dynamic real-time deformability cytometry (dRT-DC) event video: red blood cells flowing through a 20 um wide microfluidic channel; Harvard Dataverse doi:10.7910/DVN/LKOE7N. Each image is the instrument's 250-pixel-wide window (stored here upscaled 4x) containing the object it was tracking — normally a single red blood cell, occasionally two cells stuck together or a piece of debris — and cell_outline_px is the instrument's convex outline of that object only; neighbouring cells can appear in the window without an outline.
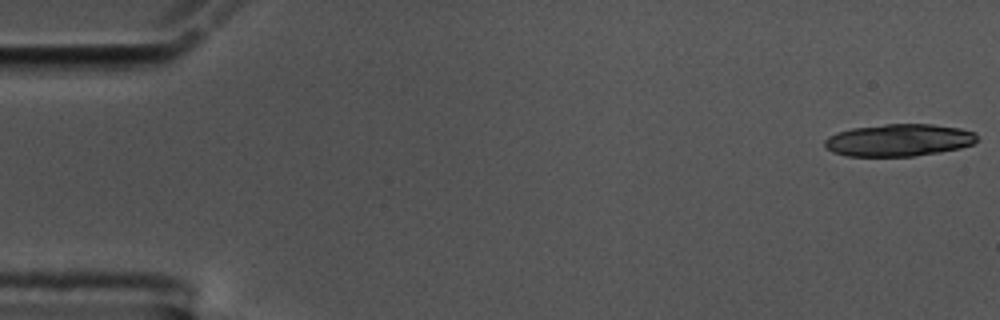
{"species": "common noctule bat (a hibernating species)", "species_latin": "Nyctalus noctula", "temperature_condition": "cold", "stored_images_in_passage": 18, "camera_frame_rate_fps": 3000, "um_per_image_px": 0.085, "animal": {"sex": "male", "body_mass_g": 17.5, "forearm_length_mm": 52.3}, "frame": {"image": 1, "passage_image": 1, "time_ms": 0.0, "image_size_px": [1000, 320], "cell_outline_px": [[976, 140], [972, 144], [960, 148], [940, 152], [912, 156], [848, 156], [832, 152], [824, 148], [824, 140], [828, 136], [836, 132], [852, 128], [884, 124], [932, 124], [960, 128], [976, 132]], "centroid_in_image_um": [76.36, 11.91], "position_along_channel_um": 8.6, "area_um2": 28.78}}
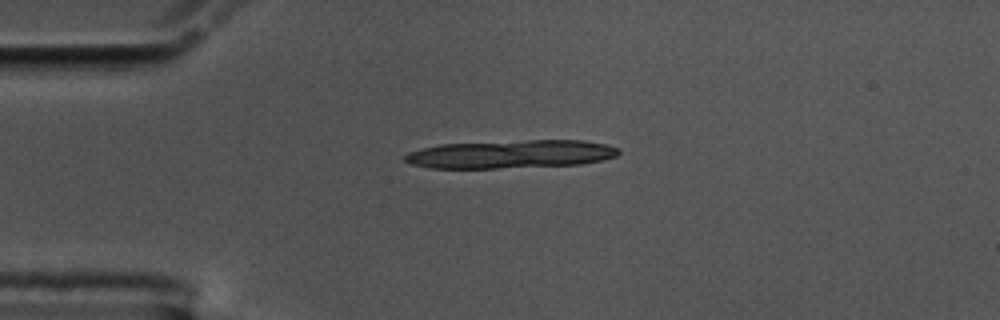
{"frame": {"image": 2, "passage_image": 13, "time_ms": 4.0, "image_size_px": [1000, 320], "cell_outline_px": [[620, 152], [616, 156], [600, 160], [580, 164], [496, 168], [432, 168], [412, 164], [404, 160], [404, 156], [408, 152], [440, 144], [528, 140], [584, 140], [604, 144], [620, 148]], "centroid_in_image_um": [43.43, 13.1], "position_along_channel_um": 41.6, "area_um2": 34.91}}